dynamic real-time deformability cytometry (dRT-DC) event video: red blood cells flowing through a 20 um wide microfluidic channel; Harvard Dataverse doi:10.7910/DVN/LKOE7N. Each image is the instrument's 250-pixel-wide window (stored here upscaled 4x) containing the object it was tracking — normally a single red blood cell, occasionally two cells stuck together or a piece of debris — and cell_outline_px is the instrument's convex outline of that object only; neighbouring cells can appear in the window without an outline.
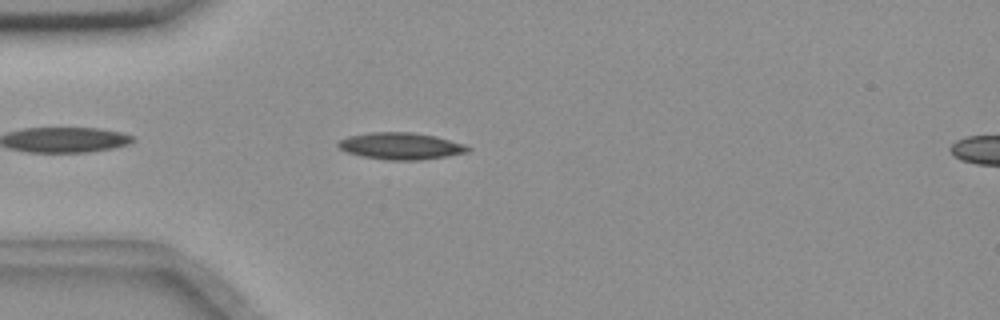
{"species": "common noctule bat (a hibernating species)", "species_latin": "Nyctalus noctula", "temperature_condition": "room temperature", "stored_images_in_passage": 44, "camera_frame_rate_fps": 3000, "um_per_image_px": 0.085, "animal": {"sex": "female", "body_mass_g": 18.4}, "frame": {"image": 1, "passage_image": 4, "time_ms": 1.0, "image_size_px": [1000, 320], "cell_outline_px": [[472, 148], [468, 152], [448, 156], [420, 160], [392, 160], [360, 156], [348, 152], [340, 148], [336, 144], [340, 140], [348, 136], [368, 132], [412, 132], [436, 136], [464, 144]], "centroid_in_image_um": [34.08, 12.41], "position_along_channel_um": 50.9, "area_um2": 20.29}}
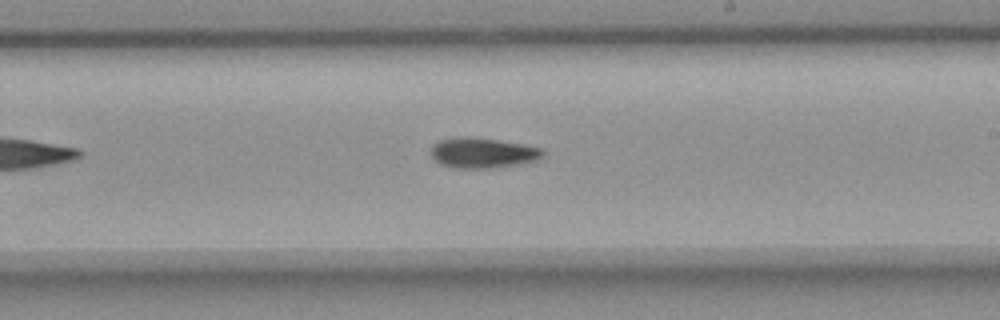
{"frame": {"image": 2, "passage_image": 21, "time_ms": 6.667, "image_size_px": [1000, 320], "cell_outline_px": [[544, 156], [536, 160], [520, 164], [488, 168], [456, 168], [440, 164], [432, 156], [432, 144], [440, 140], [460, 136], [472, 136], [524, 144], [544, 148]], "centroid_in_image_um": [41.05, 12.98], "position_along_channel_um": 247.9, "area_um2": 19.88}}
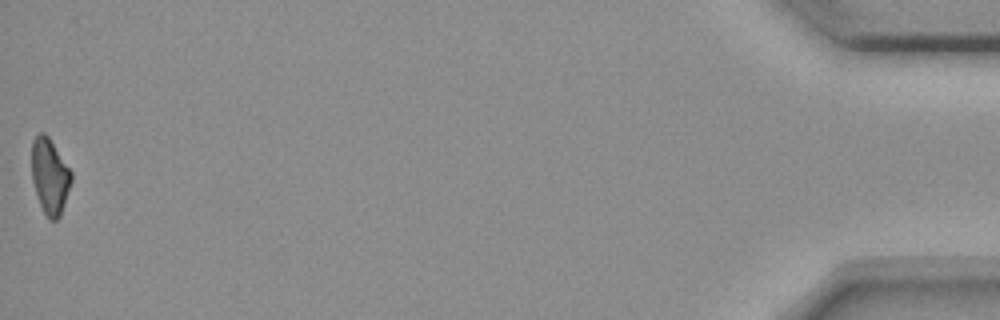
{"frame": {"image": 3, "passage_image": 44, "time_ms": 14.333, "image_size_px": [1000, 320], "cell_outline_px": [[72, 180], [60, 216], [56, 220], [48, 220], [36, 196], [32, 180], [32, 140], [40, 132], [44, 132], [48, 136], [72, 172]], "centroid_in_image_um": [4.23, 14.98], "position_along_channel_um": 431.0, "area_um2": 17.4}, "authors_computed_cell_mechanics": {"area_um2": 18.8717, "velocity_mm_per_s": 3.6726, "shape_relaxation_time_tau1_ms": 8.8363, "shape_relaxation_time_tau2_ms": null, "deformation_change_tau1": 0.1889, "deformation_change_tau2": null}}